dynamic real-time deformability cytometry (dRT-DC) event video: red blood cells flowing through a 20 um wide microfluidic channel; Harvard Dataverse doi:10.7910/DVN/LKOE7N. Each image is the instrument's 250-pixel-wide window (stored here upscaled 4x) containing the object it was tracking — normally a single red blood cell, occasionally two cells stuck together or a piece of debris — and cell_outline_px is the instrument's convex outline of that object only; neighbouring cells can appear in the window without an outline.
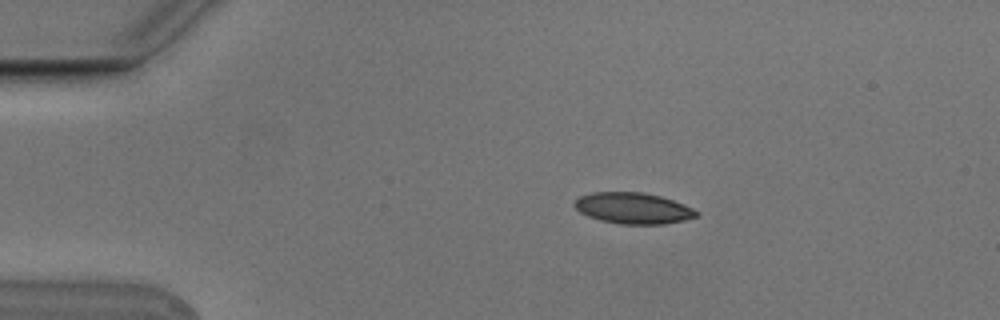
{"species": "Egyptian fruit bat (a non-hibernating species)", "species_latin": "Rousettus aegyptiacus", "temperature_condition": "cold", "stored_images_in_passage": 9, "camera_frame_rate_fps": 3000, "um_per_image_px": 0.085, "animal": {"sex": "male"}, "frame": {"image": 1, "passage_image": 2, "time_ms": 0.333, "image_size_px": [1000, 320], "cell_outline_px": [[700, 212], [696, 216], [684, 220], [664, 224], [620, 224], [600, 220], [588, 216], [580, 212], [572, 204], [580, 196], [592, 192], [644, 192], [660, 196], [684, 204]], "centroid_in_image_um": [53.8, 17.69], "position_along_channel_um": 31.2, "area_um2": 22.08}}
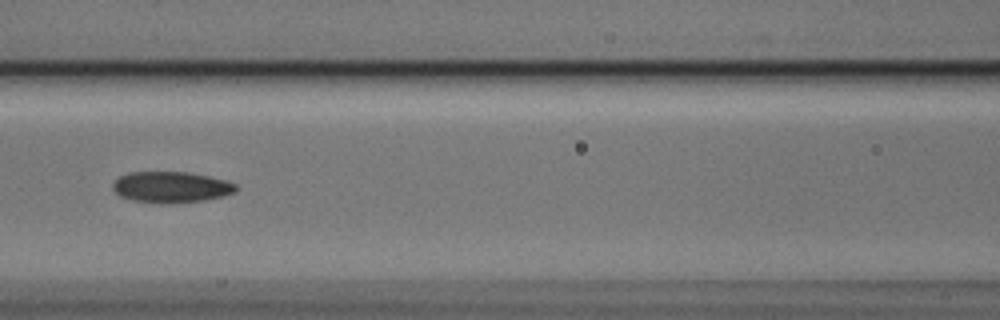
{"frame": {"image": 2, "passage_image": 6, "time_ms": 1.667, "image_size_px": [1000, 320], "cell_outline_px": [[240, 188], [236, 192], [224, 196], [204, 200], [172, 204], [160, 204], [132, 200], [120, 196], [112, 188], [112, 184], [120, 176], [128, 172], [188, 172], [208, 176], [224, 180], [236, 184]], "centroid_in_image_um": [14.56, 15.92], "position_along_channel_um": 152.0, "area_um2": 22.54}}
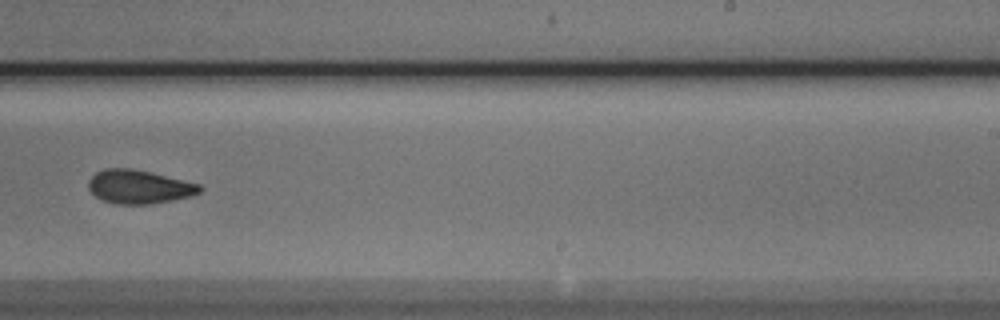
{"frame": {"image": 3, "passage_image": 9, "time_ms": 2.667, "image_size_px": [1000, 320], "cell_outline_px": [[204, 188], [200, 192], [192, 196], [152, 204], [116, 204], [100, 200], [88, 188], [88, 180], [96, 172], [104, 168], [128, 168], [152, 172], [200, 184]], "centroid_in_image_um": [11.82, 15.88], "position_along_channel_um": 277.2, "area_um2": 22.02}}